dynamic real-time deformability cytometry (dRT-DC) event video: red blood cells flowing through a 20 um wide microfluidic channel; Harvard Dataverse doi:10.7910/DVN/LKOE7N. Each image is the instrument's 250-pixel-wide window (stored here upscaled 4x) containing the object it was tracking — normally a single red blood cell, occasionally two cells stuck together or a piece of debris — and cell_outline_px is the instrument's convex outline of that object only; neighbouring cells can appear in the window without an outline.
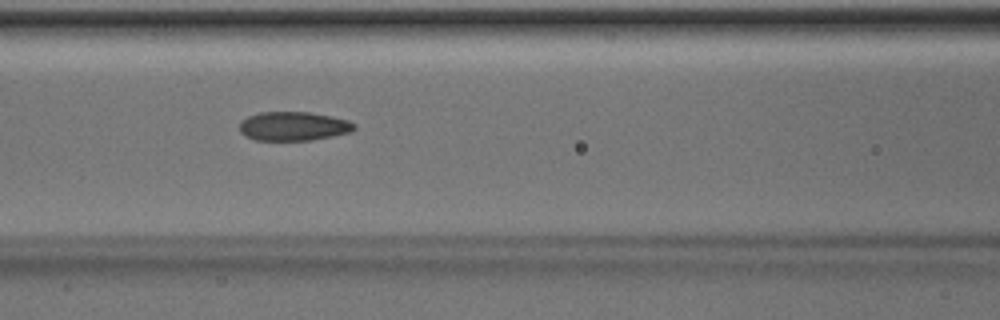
{"species": "Egyptian fruit bat (a non-hibernating species)", "species_latin": "Rousettus aegyptiacus", "temperature_condition": "room temperature", "stored_images_in_passage": 50, "camera_frame_rate_fps": 3000, "um_per_image_px": 0.085, "animal": {"sex": "male"}, "frame": {"image": 1, "passage_image": 22, "time_ms": 7.0, "image_size_px": [1000, 320], "cell_outline_px": [[356, 128], [352, 132], [332, 136], [308, 140], [256, 140], [244, 136], [240, 132], [240, 120], [248, 116], [260, 112], [308, 112], [332, 116], [348, 120], [356, 124]], "centroid_in_image_um": [24.94, 10.72], "position_along_channel_um": 141.7, "area_um2": 19.48}}
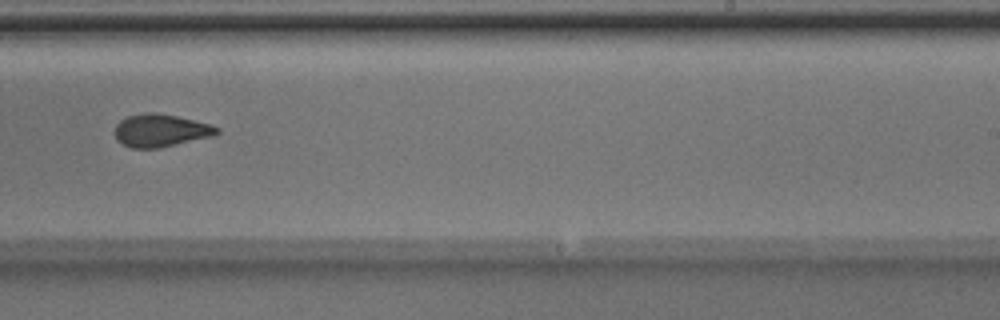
{"frame": {"image": 2, "passage_image": 32, "time_ms": 10.333, "image_size_px": [1000, 320], "cell_outline_px": [[220, 132], [216, 136], [160, 148], [132, 148], [116, 140], [116, 124], [120, 120], [128, 116], [148, 112], [152, 112], [176, 116], [212, 124], [220, 128]], "centroid_in_image_um": [13.72, 11.1], "position_along_channel_um": 275.3, "area_um2": 19.59}}
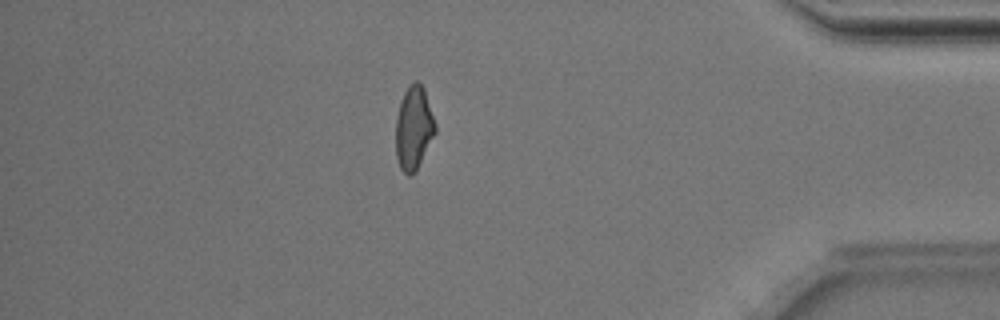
{"frame": {"image": 3, "passage_image": 44, "time_ms": 14.333, "image_size_px": [1000, 320], "cell_outline_px": [[436, 132], [416, 172], [408, 176], [400, 168], [396, 156], [396, 116], [400, 100], [408, 84], [416, 80], [424, 88], [436, 124]], "centroid_in_image_um": [35.16, 10.87], "position_along_channel_um": 400.0, "area_um2": 19.42}}